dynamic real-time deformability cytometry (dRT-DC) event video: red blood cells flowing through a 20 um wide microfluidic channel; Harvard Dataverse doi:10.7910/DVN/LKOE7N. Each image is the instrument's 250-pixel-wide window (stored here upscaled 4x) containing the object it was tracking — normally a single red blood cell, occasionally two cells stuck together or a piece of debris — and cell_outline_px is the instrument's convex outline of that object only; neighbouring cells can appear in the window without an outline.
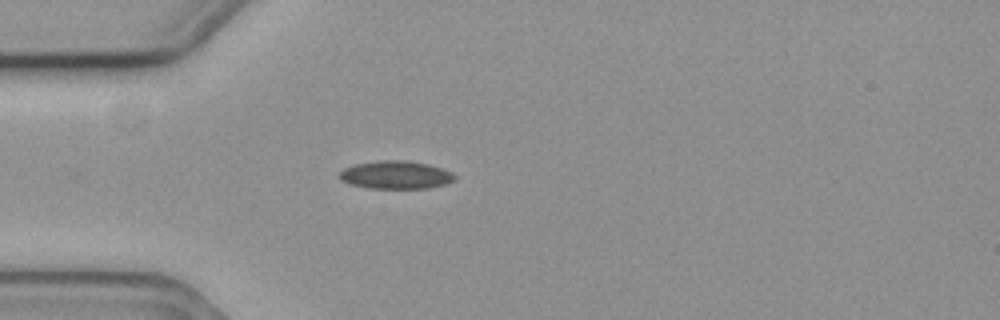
{"species": "common noctule bat (a hibernating species)", "species_latin": "Nyctalus noctula", "temperature_condition": "cold", "stored_images_in_passage": 3, "camera_frame_rate_fps": 3000, "um_per_image_px": 0.085, "animal": {"sex": "female", "body_mass_g": 19.3, "forearm_length_mm": 54.1}, "frame": {"image": 1, "passage_image": 2, "time_ms": 0.333, "image_size_px": [1000, 320], "cell_outline_px": [[456, 180], [444, 184], [428, 188], [368, 188], [352, 184], [340, 180], [336, 176], [344, 168], [356, 164], [380, 160], [408, 160], [428, 164], [452, 172], [456, 176]], "centroid_in_image_um": [33.63, 14.86], "position_along_channel_um": 51.4, "area_um2": 18.84}}